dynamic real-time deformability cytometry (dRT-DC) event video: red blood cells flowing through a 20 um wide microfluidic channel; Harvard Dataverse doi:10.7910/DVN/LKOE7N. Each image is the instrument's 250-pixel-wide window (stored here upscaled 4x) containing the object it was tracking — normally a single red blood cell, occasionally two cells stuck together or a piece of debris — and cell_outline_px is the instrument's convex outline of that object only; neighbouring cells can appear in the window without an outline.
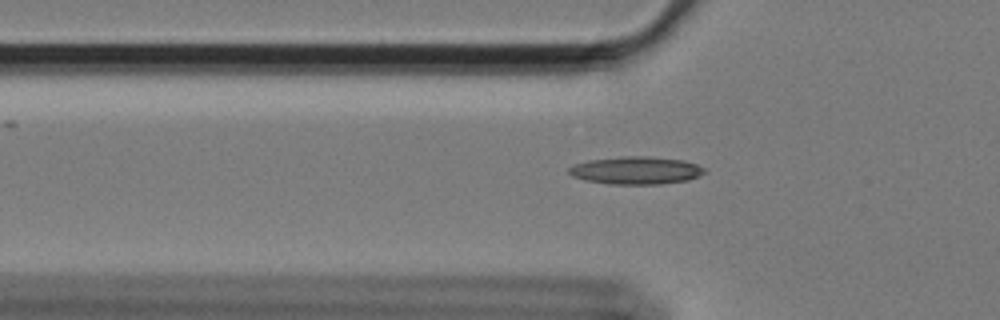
{"species": "Egyptian fruit bat (a non-hibernating species)", "species_latin": "Rousettus aegyptiacus", "temperature_condition": "cold", "stored_images_in_passage": 46, "camera_frame_rate_fps": 3000, "um_per_image_px": 0.085, "animal": {"sex": "female"}, "frame": {"image": 1, "passage_image": 6, "time_ms": 1.667, "image_size_px": [1000, 320], "cell_outline_px": [[708, 172], [700, 176], [688, 180], [660, 184], [608, 184], [584, 180], [572, 176], [568, 172], [568, 168], [572, 164], [588, 160], [620, 156], [648, 156], [684, 160], [708, 168]], "centroid_in_image_um": [54.08, 14.48], "position_along_channel_um": 71.7, "area_um2": 22.31}}
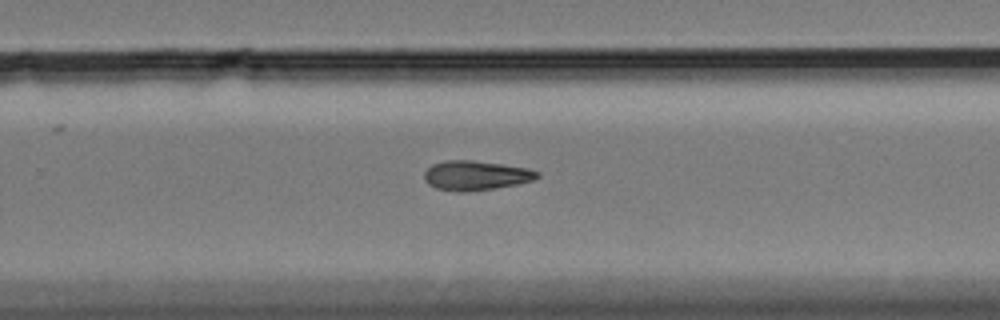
{"frame": {"image": 2, "passage_image": 25, "time_ms": 8.0, "image_size_px": [1000, 320], "cell_outline_px": [[540, 176], [532, 180], [520, 184], [464, 192], [456, 192], [436, 188], [428, 184], [424, 180], [424, 172], [432, 164], [444, 160], [472, 160], [528, 168], [540, 172]], "centroid_in_image_um": [40.42, 14.91], "position_along_channel_um": 289.4, "area_um2": 19.48}}
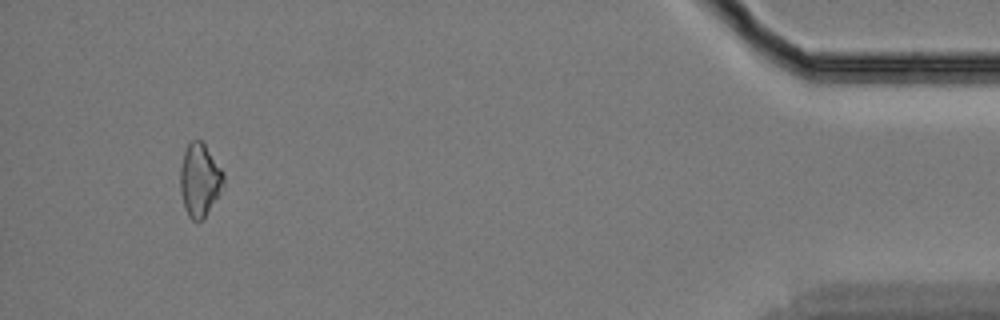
{"frame": {"image": 3, "passage_image": 42, "time_ms": 13.667, "image_size_px": [1000, 320], "cell_outline_px": [[224, 188], [204, 220], [192, 220], [188, 216], [184, 208], [180, 192], [180, 168], [184, 152], [188, 144], [192, 140], [200, 140], [204, 144], [224, 172]], "centroid_in_image_um": [16.98, 15.35], "position_along_channel_um": 418.2, "area_um2": 18.73}}